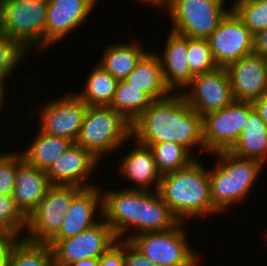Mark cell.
Listing matches in <instances>:
<instances>
[{
    "label": "cell",
    "instance_id": "obj_34",
    "mask_svg": "<svg viewBox=\"0 0 267 266\" xmlns=\"http://www.w3.org/2000/svg\"><path fill=\"white\" fill-rule=\"evenodd\" d=\"M28 51L15 39L0 33V79L4 82L23 63ZM21 62V63H20Z\"/></svg>",
    "mask_w": 267,
    "mask_h": 266
},
{
    "label": "cell",
    "instance_id": "obj_11",
    "mask_svg": "<svg viewBox=\"0 0 267 266\" xmlns=\"http://www.w3.org/2000/svg\"><path fill=\"white\" fill-rule=\"evenodd\" d=\"M249 116V102L234 101L225 108L203 118L205 152L230 150L237 142Z\"/></svg>",
    "mask_w": 267,
    "mask_h": 266
},
{
    "label": "cell",
    "instance_id": "obj_7",
    "mask_svg": "<svg viewBox=\"0 0 267 266\" xmlns=\"http://www.w3.org/2000/svg\"><path fill=\"white\" fill-rule=\"evenodd\" d=\"M82 190L74 185H51L28 215V233L23 234V238L33 243L48 244L58 234L72 200Z\"/></svg>",
    "mask_w": 267,
    "mask_h": 266
},
{
    "label": "cell",
    "instance_id": "obj_17",
    "mask_svg": "<svg viewBox=\"0 0 267 266\" xmlns=\"http://www.w3.org/2000/svg\"><path fill=\"white\" fill-rule=\"evenodd\" d=\"M225 69L235 101L254 102L267 93L263 56L251 54L228 65Z\"/></svg>",
    "mask_w": 267,
    "mask_h": 266
},
{
    "label": "cell",
    "instance_id": "obj_41",
    "mask_svg": "<svg viewBox=\"0 0 267 266\" xmlns=\"http://www.w3.org/2000/svg\"><path fill=\"white\" fill-rule=\"evenodd\" d=\"M69 266H99V265H98V259L87 258V259H83V260H79V261L73 262Z\"/></svg>",
    "mask_w": 267,
    "mask_h": 266
},
{
    "label": "cell",
    "instance_id": "obj_23",
    "mask_svg": "<svg viewBox=\"0 0 267 266\" xmlns=\"http://www.w3.org/2000/svg\"><path fill=\"white\" fill-rule=\"evenodd\" d=\"M125 81L147 93L153 100L170 96L173 92L166 85L159 57L149 51L140 59Z\"/></svg>",
    "mask_w": 267,
    "mask_h": 266
},
{
    "label": "cell",
    "instance_id": "obj_28",
    "mask_svg": "<svg viewBox=\"0 0 267 266\" xmlns=\"http://www.w3.org/2000/svg\"><path fill=\"white\" fill-rule=\"evenodd\" d=\"M153 101L147 93L136 86L119 80L110 107L132 125Z\"/></svg>",
    "mask_w": 267,
    "mask_h": 266
},
{
    "label": "cell",
    "instance_id": "obj_32",
    "mask_svg": "<svg viewBox=\"0 0 267 266\" xmlns=\"http://www.w3.org/2000/svg\"><path fill=\"white\" fill-rule=\"evenodd\" d=\"M232 9L254 35L267 28V0H234Z\"/></svg>",
    "mask_w": 267,
    "mask_h": 266
},
{
    "label": "cell",
    "instance_id": "obj_40",
    "mask_svg": "<svg viewBox=\"0 0 267 266\" xmlns=\"http://www.w3.org/2000/svg\"><path fill=\"white\" fill-rule=\"evenodd\" d=\"M253 105L267 126V93L256 99Z\"/></svg>",
    "mask_w": 267,
    "mask_h": 266
},
{
    "label": "cell",
    "instance_id": "obj_1",
    "mask_svg": "<svg viewBox=\"0 0 267 266\" xmlns=\"http://www.w3.org/2000/svg\"><path fill=\"white\" fill-rule=\"evenodd\" d=\"M131 138L142 145L175 142L190 152L195 145L205 151L203 118L177 91L152 102L133 122Z\"/></svg>",
    "mask_w": 267,
    "mask_h": 266
},
{
    "label": "cell",
    "instance_id": "obj_3",
    "mask_svg": "<svg viewBox=\"0 0 267 266\" xmlns=\"http://www.w3.org/2000/svg\"><path fill=\"white\" fill-rule=\"evenodd\" d=\"M217 158L214 169L209 171L210 197L213 206L221 213L240 203L249 195L257 176H260L262 163L239 157L229 150L213 153Z\"/></svg>",
    "mask_w": 267,
    "mask_h": 266
},
{
    "label": "cell",
    "instance_id": "obj_36",
    "mask_svg": "<svg viewBox=\"0 0 267 266\" xmlns=\"http://www.w3.org/2000/svg\"><path fill=\"white\" fill-rule=\"evenodd\" d=\"M125 266H158L140 252L129 240L123 239Z\"/></svg>",
    "mask_w": 267,
    "mask_h": 266
},
{
    "label": "cell",
    "instance_id": "obj_9",
    "mask_svg": "<svg viewBox=\"0 0 267 266\" xmlns=\"http://www.w3.org/2000/svg\"><path fill=\"white\" fill-rule=\"evenodd\" d=\"M82 231L80 234L63 240H51L56 266H69L73 262L94 258L99 259L117 241L112 228L105 219Z\"/></svg>",
    "mask_w": 267,
    "mask_h": 266
},
{
    "label": "cell",
    "instance_id": "obj_27",
    "mask_svg": "<svg viewBox=\"0 0 267 266\" xmlns=\"http://www.w3.org/2000/svg\"><path fill=\"white\" fill-rule=\"evenodd\" d=\"M82 91L76 94L87 106H110L118 80L99 64L93 67L86 78Z\"/></svg>",
    "mask_w": 267,
    "mask_h": 266
},
{
    "label": "cell",
    "instance_id": "obj_2",
    "mask_svg": "<svg viewBox=\"0 0 267 266\" xmlns=\"http://www.w3.org/2000/svg\"><path fill=\"white\" fill-rule=\"evenodd\" d=\"M199 161L161 176L158 192L180 222L220 213L211 201L209 171Z\"/></svg>",
    "mask_w": 267,
    "mask_h": 266
},
{
    "label": "cell",
    "instance_id": "obj_38",
    "mask_svg": "<svg viewBox=\"0 0 267 266\" xmlns=\"http://www.w3.org/2000/svg\"><path fill=\"white\" fill-rule=\"evenodd\" d=\"M253 54L267 56V28L253 35Z\"/></svg>",
    "mask_w": 267,
    "mask_h": 266
},
{
    "label": "cell",
    "instance_id": "obj_33",
    "mask_svg": "<svg viewBox=\"0 0 267 266\" xmlns=\"http://www.w3.org/2000/svg\"><path fill=\"white\" fill-rule=\"evenodd\" d=\"M187 50L188 64L194 76L208 73L218 68L207 39L188 37Z\"/></svg>",
    "mask_w": 267,
    "mask_h": 266
},
{
    "label": "cell",
    "instance_id": "obj_22",
    "mask_svg": "<svg viewBox=\"0 0 267 266\" xmlns=\"http://www.w3.org/2000/svg\"><path fill=\"white\" fill-rule=\"evenodd\" d=\"M236 156L264 164L267 159V126L253 102H249V116L237 142L229 150Z\"/></svg>",
    "mask_w": 267,
    "mask_h": 266
},
{
    "label": "cell",
    "instance_id": "obj_35",
    "mask_svg": "<svg viewBox=\"0 0 267 266\" xmlns=\"http://www.w3.org/2000/svg\"><path fill=\"white\" fill-rule=\"evenodd\" d=\"M15 173L16 152H0V195L13 196Z\"/></svg>",
    "mask_w": 267,
    "mask_h": 266
},
{
    "label": "cell",
    "instance_id": "obj_26",
    "mask_svg": "<svg viewBox=\"0 0 267 266\" xmlns=\"http://www.w3.org/2000/svg\"><path fill=\"white\" fill-rule=\"evenodd\" d=\"M147 52L138 43L117 42L103 50L99 65L118 81L125 80Z\"/></svg>",
    "mask_w": 267,
    "mask_h": 266
},
{
    "label": "cell",
    "instance_id": "obj_6",
    "mask_svg": "<svg viewBox=\"0 0 267 266\" xmlns=\"http://www.w3.org/2000/svg\"><path fill=\"white\" fill-rule=\"evenodd\" d=\"M226 0H164L173 24L171 31L189 38L207 39L232 9L224 7Z\"/></svg>",
    "mask_w": 267,
    "mask_h": 266
},
{
    "label": "cell",
    "instance_id": "obj_19",
    "mask_svg": "<svg viewBox=\"0 0 267 266\" xmlns=\"http://www.w3.org/2000/svg\"><path fill=\"white\" fill-rule=\"evenodd\" d=\"M51 186L46 171L27 163L21 153L16 152V173L13 199L20 211L28 215L39 204Z\"/></svg>",
    "mask_w": 267,
    "mask_h": 266
},
{
    "label": "cell",
    "instance_id": "obj_14",
    "mask_svg": "<svg viewBox=\"0 0 267 266\" xmlns=\"http://www.w3.org/2000/svg\"><path fill=\"white\" fill-rule=\"evenodd\" d=\"M102 192L103 215L106 223L112 228L117 239L130 240L140 234V212L142 190L125 188L124 190H109ZM134 227L135 233L124 234ZM126 235V237H124ZM122 236V237H121Z\"/></svg>",
    "mask_w": 267,
    "mask_h": 266
},
{
    "label": "cell",
    "instance_id": "obj_25",
    "mask_svg": "<svg viewBox=\"0 0 267 266\" xmlns=\"http://www.w3.org/2000/svg\"><path fill=\"white\" fill-rule=\"evenodd\" d=\"M69 139L51 136L38 130L33 142L21 151L23 159L30 165L47 171L71 146Z\"/></svg>",
    "mask_w": 267,
    "mask_h": 266
},
{
    "label": "cell",
    "instance_id": "obj_16",
    "mask_svg": "<svg viewBox=\"0 0 267 266\" xmlns=\"http://www.w3.org/2000/svg\"><path fill=\"white\" fill-rule=\"evenodd\" d=\"M99 162L88 150L73 143L51 165L46 174L51 185H74L82 189L91 188L95 185L87 184V180H90L92 173H95Z\"/></svg>",
    "mask_w": 267,
    "mask_h": 266
},
{
    "label": "cell",
    "instance_id": "obj_37",
    "mask_svg": "<svg viewBox=\"0 0 267 266\" xmlns=\"http://www.w3.org/2000/svg\"><path fill=\"white\" fill-rule=\"evenodd\" d=\"M99 266H125L123 254V238L117 239L116 243L112 245L99 259Z\"/></svg>",
    "mask_w": 267,
    "mask_h": 266
},
{
    "label": "cell",
    "instance_id": "obj_30",
    "mask_svg": "<svg viewBox=\"0 0 267 266\" xmlns=\"http://www.w3.org/2000/svg\"><path fill=\"white\" fill-rule=\"evenodd\" d=\"M148 146L154 156L155 164L161 175L183 169L196 158L182 145L175 142H164Z\"/></svg>",
    "mask_w": 267,
    "mask_h": 266
},
{
    "label": "cell",
    "instance_id": "obj_20",
    "mask_svg": "<svg viewBox=\"0 0 267 266\" xmlns=\"http://www.w3.org/2000/svg\"><path fill=\"white\" fill-rule=\"evenodd\" d=\"M187 46L188 37L170 30L163 56L156 53L161 63L164 81L173 93L175 89H180L181 93L184 88L187 90L186 87L194 77L187 60Z\"/></svg>",
    "mask_w": 267,
    "mask_h": 266
},
{
    "label": "cell",
    "instance_id": "obj_31",
    "mask_svg": "<svg viewBox=\"0 0 267 266\" xmlns=\"http://www.w3.org/2000/svg\"><path fill=\"white\" fill-rule=\"evenodd\" d=\"M26 223L27 217L17 207L13 196L0 195V237L23 238L21 233Z\"/></svg>",
    "mask_w": 267,
    "mask_h": 266
},
{
    "label": "cell",
    "instance_id": "obj_12",
    "mask_svg": "<svg viewBox=\"0 0 267 266\" xmlns=\"http://www.w3.org/2000/svg\"><path fill=\"white\" fill-rule=\"evenodd\" d=\"M88 106L76 94L53 99L41 108L39 131L71 140L75 143Z\"/></svg>",
    "mask_w": 267,
    "mask_h": 266
},
{
    "label": "cell",
    "instance_id": "obj_43",
    "mask_svg": "<svg viewBox=\"0 0 267 266\" xmlns=\"http://www.w3.org/2000/svg\"><path fill=\"white\" fill-rule=\"evenodd\" d=\"M263 62H264V72H265V77H266V82H267V56L263 57Z\"/></svg>",
    "mask_w": 267,
    "mask_h": 266
},
{
    "label": "cell",
    "instance_id": "obj_15",
    "mask_svg": "<svg viewBox=\"0 0 267 266\" xmlns=\"http://www.w3.org/2000/svg\"><path fill=\"white\" fill-rule=\"evenodd\" d=\"M97 0H48L45 48L76 30L90 16Z\"/></svg>",
    "mask_w": 267,
    "mask_h": 266
},
{
    "label": "cell",
    "instance_id": "obj_5",
    "mask_svg": "<svg viewBox=\"0 0 267 266\" xmlns=\"http://www.w3.org/2000/svg\"><path fill=\"white\" fill-rule=\"evenodd\" d=\"M47 5L48 0H4L0 33L17 40L27 51L33 46L45 48Z\"/></svg>",
    "mask_w": 267,
    "mask_h": 266
},
{
    "label": "cell",
    "instance_id": "obj_24",
    "mask_svg": "<svg viewBox=\"0 0 267 266\" xmlns=\"http://www.w3.org/2000/svg\"><path fill=\"white\" fill-rule=\"evenodd\" d=\"M179 223L180 220L165 204L158 190H142L140 233L167 231Z\"/></svg>",
    "mask_w": 267,
    "mask_h": 266
},
{
    "label": "cell",
    "instance_id": "obj_18",
    "mask_svg": "<svg viewBox=\"0 0 267 266\" xmlns=\"http://www.w3.org/2000/svg\"><path fill=\"white\" fill-rule=\"evenodd\" d=\"M99 189L97 185L83 189L72 200L70 209L64 215V222L58 234L52 240L74 237L100 221L95 217L99 211L103 215L102 190Z\"/></svg>",
    "mask_w": 267,
    "mask_h": 266
},
{
    "label": "cell",
    "instance_id": "obj_4",
    "mask_svg": "<svg viewBox=\"0 0 267 266\" xmlns=\"http://www.w3.org/2000/svg\"><path fill=\"white\" fill-rule=\"evenodd\" d=\"M131 127L110 106H88L75 143L101 161V158L123 146L124 142L130 141Z\"/></svg>",
    "mask_w": 267,
    "mask_h": 266
},
{
    "label": "cell",
    "instance_id": "obj_29",
    "mask_svg": "<svg viewBox=\"0 0 267 266\" xmlns=\"http://www.w3.org/2000/svg\"><path fill=\"white\" fill-rule=\"evenodd\" d=\"M9 266H56L48 244L33 243L24 238L12 242Z\"/></svg>",
    "mask_w": 267,
    "mask_h": 266
},
{
    "label": "cell",
    "instance_id": "obj_10",
    "mask_svg": "<svg viewBox=\"0 0 267 266\" xmlns=\"http://www.w3.org/2000/svg\"><path fill=\"white\" fill-rule=\"evenodd\" d=\"M214 61L226 68L235 61L253 54V34L231 9L207 38Z\"/></svg>",
    "mask_w": 267,
    "mask_h": 266
},
{
    "label": "cell",
    "instance_id": "obj_21",
    "mask_svg": "<svg viewBox=\"0 0 267 266\" xmlns=\"http://www.w3.org/2000/svg\"><path fill=\"white\" fill-rule=\"evenodd\" d=\"M135 142V148L126 153L121 163H118V170L124 178L135 183L136 186L131 189L158 190L162 175L157 170L153 152L148 146ZM151 185L153 188L149 190Z\"/></svg>",
    "mask_w": 267,
    "mask_h": 266
},
{
    "label": "cell",
    "instance_id": "obj_13",
    "mask_svg": "<svg viewBox=\"0 0 267 266\" xmlns=\"http://www.w3.org/2000/svg\"><path fill=\"white\" fill-rule=\"evenodd\" d=\"M190 91L182 92L187 103L201 116L221 110L232 104V87L225 68L195 75L187 86Z\"/></svg>",
    "mask_w": 267,
    "mask_h": 266
},
{
    "label": "cell",
    "instance_id": "obj_42",
    "mask_svg": "<svg viewBox=\"0 0 267 266\" xmlns=\"http://www.w3.org/2000/svg\"><path fill=\"white\" fill-rule=\"evenodd\" d=\"M5 82L3 80L0 79V109H2V105L4 104V92H5Z\"/></svg>",
    "mask_w": 267,
    "mask_h": 266
},
{
    "label": "cell",
    "instance_id": "obj_8",
    "mask_svg": "<svg viewBox=\"0 0 267 266\" xmlns=\"http://www.w3.org/2000/svg\"><path fill=\"white\" fill-rule=\"evenodd\" d=\"M184 223L167 231L143 232L129 241L158 266H199V257L189 247Z\"/></svg>",
    "mask_w": 267,
    "mask_h": 266
},
{
    "label": "cell",
    "instance_id": "obj_39",
    "mask_svg": "<svg viewBox=\"0 0 267 266\" xmlns=\"http://www.w3.org/2000/svg\"><path fill=\"white\" fill-rule=\"evenodd\" d=\"M15 239L12 237H0V266H9L12 242Z\"/></svg>",
    "mask_w": 267,
    "mask_h": 266
}]
</instances>
